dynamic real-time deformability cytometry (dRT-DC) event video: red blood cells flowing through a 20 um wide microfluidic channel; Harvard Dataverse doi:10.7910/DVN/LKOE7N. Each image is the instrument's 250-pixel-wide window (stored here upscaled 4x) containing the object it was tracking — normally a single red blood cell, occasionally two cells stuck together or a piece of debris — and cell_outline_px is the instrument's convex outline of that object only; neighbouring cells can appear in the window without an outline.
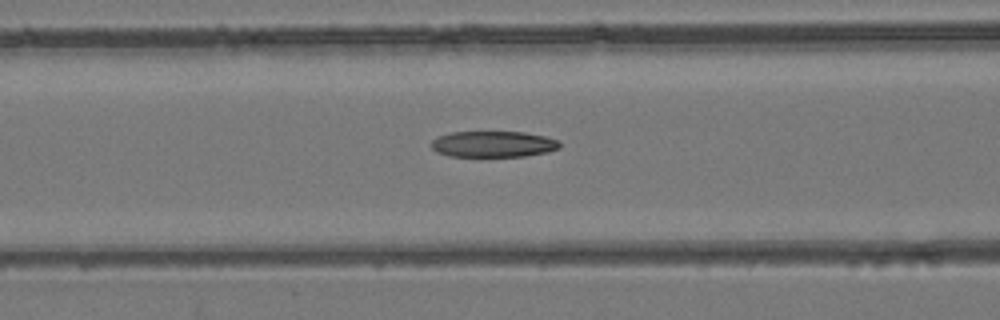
{"species": "common noctule bat (a hibernating species)", "species_latin": "Nyctalus noctula", "temperature_condition": "room temperature", "stored_images_in_passage": 48, "camera_frame_rate_fps": 3000, "um_per_image_px": 0.085, "animal": {"sex": "female", "body_mass_g": 24.6, "forearm_length_mm": 56.2}, "frame": {"image": 1, "passage_image": 20, "time_ms": 6.333, "image_size_px": [1000, 320], "cell_outline_px": [[560, 148], [548, 152], [524, 156], [448, 156], [436, 152], [432, 148], [432, 140], [440, 136], [452, 132], [524, 132], [544, 136], [556, 140], [560, 144]], "centroid_in_image_um": [41.92, 12.25], "position_along_channel_um": 124.7, "area_um2": 19.36}}
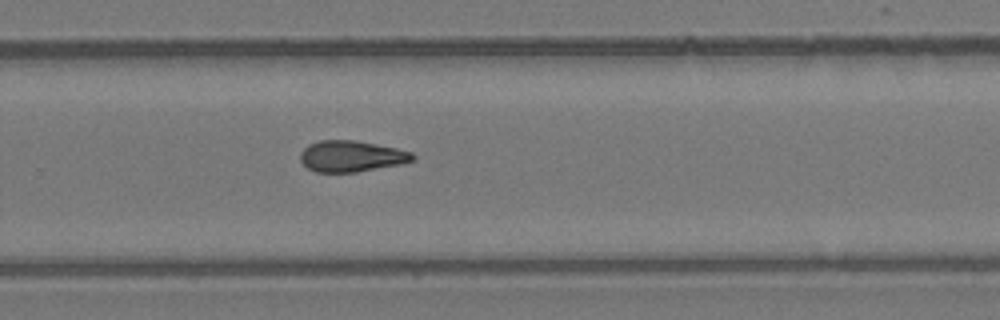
{"frame": {"image": 2, "passage_image": 32, "time_ms": 10.333, "image_size_px": [1000, 320], "cell_outline_px": [[416, 160], [404, 164], [356, 172], [316, 172], [308, 168], [300, 160], [300, 152], [308, 144], [320, 140], [356, 140], [396, 148], [412, 152], [416, 156]], "centroid_in_image_um": [29.9, 13.28], "position_along_channel_um": 299.9, "area_um2": 20.63}}
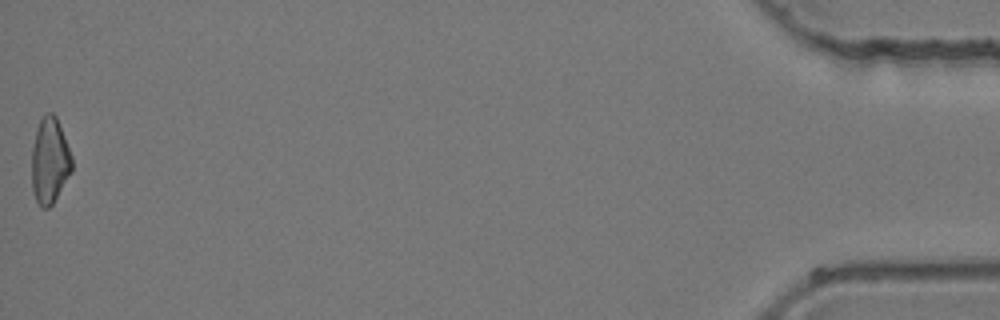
{"frame": {"image": 3, "passage_image": 48, "time_ms": 15.667, "image_size_px": [1000, 320], "cell_outline_px": [[72, 172], [52, 204], [48, 208], [40, 208], [36, 200], [32, 188], [32, 148], [36, 128], [40, 116], [48, 112], [52, 112], [56, 116], [72, 156]], "centroid_in_image_um": [4.22, 13.64], "position_along_channel_um": 431.0, "area_um2": 20.29}}